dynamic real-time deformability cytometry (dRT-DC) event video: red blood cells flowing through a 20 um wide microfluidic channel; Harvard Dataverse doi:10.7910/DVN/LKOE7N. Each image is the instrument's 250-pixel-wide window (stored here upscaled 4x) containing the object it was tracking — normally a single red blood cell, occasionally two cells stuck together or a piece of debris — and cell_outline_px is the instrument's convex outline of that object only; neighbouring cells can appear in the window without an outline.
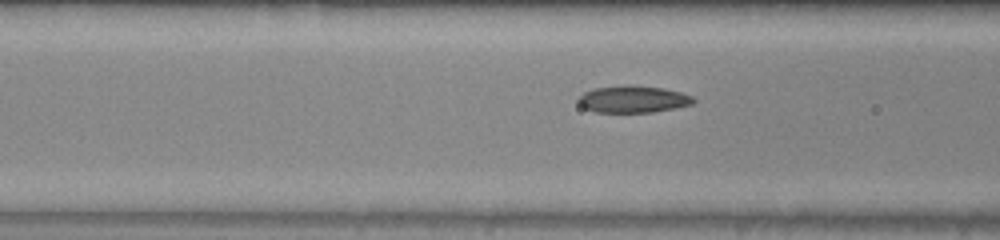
{"species": "common noctule bat (a hibernating species)", "species_latin": "Nyctalus noctula", "temperature_condition": "warm", "stored_images_in_passage": 17, "camera_frame_rate_fps": 3000, "um_per_image_px": 0.085, "animal": {"sex": "male", "body_mass_g": 20.0, "forearm_length_mm": 53.3}, "frame": {"image": 1, "passage_image": 15, "time_ms": 4.667, "image_size_px": [1000, 240], "cell_outline_px": [[696, 100], [692, 104], [652, 112], [596, 112], [584, 108], [580, 104], [580, 96], [584, 92], [592, 88], [664, 88], [680, 92], [692, 96]], "centroid_in_image_um": [53.83, 8.48], "position_along_channel_um": 112.8, "area_um2": 16.99}}